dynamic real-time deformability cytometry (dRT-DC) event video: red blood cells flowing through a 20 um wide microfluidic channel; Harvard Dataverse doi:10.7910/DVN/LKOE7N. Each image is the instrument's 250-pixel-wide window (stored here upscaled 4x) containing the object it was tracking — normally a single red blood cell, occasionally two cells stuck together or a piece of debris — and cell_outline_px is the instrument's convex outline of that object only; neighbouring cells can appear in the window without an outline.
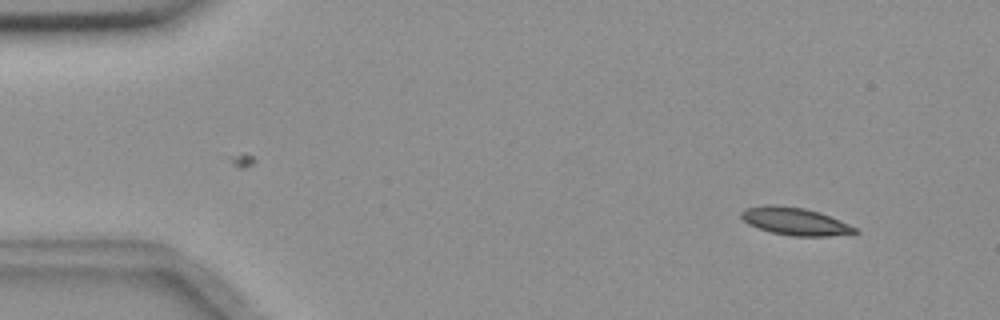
{"species": "common noctule bat (a hibernating species)", "species_latin": "Nyctalus noctula", "temperature_condition": "room temperature", "stored_images_in_passage": 5, "camera_frame_rate_fps": 3000, "um_per_image_px": 0.085, "animal": {"sex": "female", "body_mass_g": 18.4}, "frame": {"image": 1, "passage_image": 5, "time_ms": 1.333, "image_size_px": [1000, 320], "cell_outline_px": [[860, 232], [828, 236], [792, 236], [772, 232], [748, 224], [740, 216], [740, 212], [744, 208], [764, 204], [776, 204], [804, 208], [820, 212], [840, 220], [856, 228]], "centroid_in_image_um": [67.54, 18.79], "position_along_channel_um": 17.5, "area_um2": 18.32}}